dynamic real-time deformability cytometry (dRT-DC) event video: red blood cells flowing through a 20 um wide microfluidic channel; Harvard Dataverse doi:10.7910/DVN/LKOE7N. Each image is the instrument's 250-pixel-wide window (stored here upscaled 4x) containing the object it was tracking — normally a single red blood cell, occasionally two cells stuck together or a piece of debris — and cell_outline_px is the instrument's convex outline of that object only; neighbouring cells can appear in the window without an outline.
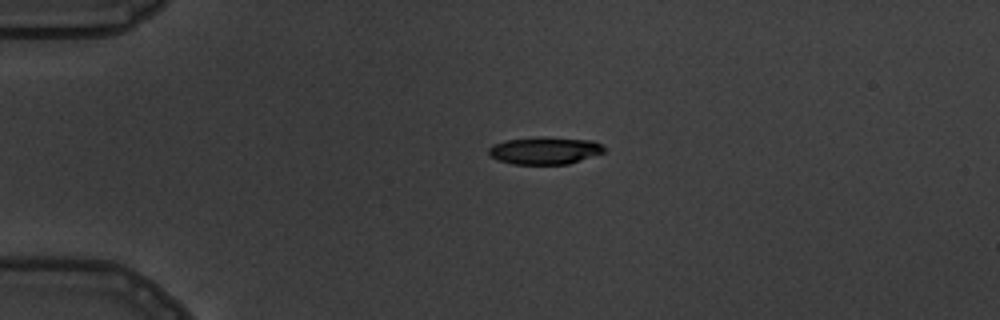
{"species": "common noctule bat (a hibernating species)", "species_latin": "Nyctalus noctula", "temperature_condition": "warm", "stored_images_in_passage": 2, "camera_frame_rate_fps": 3000, "um_per_image_px": 0.085, "animal": {"sex": "male", "body_mass_g": 19.5, "forearm_length_mm": 54.6}, "frame": {"image": 1, "passage_image": 1, "time_ms": 0.0, "image_size_px": [1000, 320], "cell_outline_px": [[604, 152], [568, 164], [512, 164], [500, 160], [492, 156], [488, 152], [488, 148], [496, 144], [508, 140], [592, 140], [600, 144], [604, 148]], "centroid_in_image_um": [46.31, 12.86], "position_along_channel_um": 38.7, "area_um2": 16.94}}